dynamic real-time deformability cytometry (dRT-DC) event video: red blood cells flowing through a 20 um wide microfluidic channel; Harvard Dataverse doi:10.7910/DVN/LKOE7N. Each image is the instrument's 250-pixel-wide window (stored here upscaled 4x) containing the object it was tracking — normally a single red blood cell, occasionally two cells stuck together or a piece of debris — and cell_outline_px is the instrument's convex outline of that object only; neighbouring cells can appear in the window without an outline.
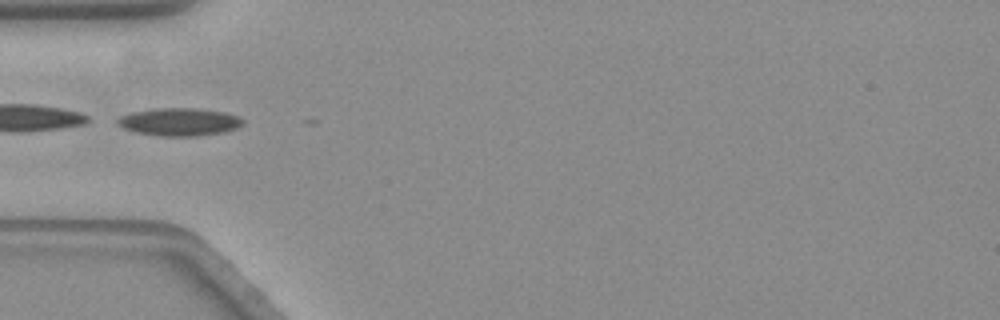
{"species": "common noctule bat (a hibernating species)", "species_latin": "Nyctalus noctula", "temperature_condition": "warm", "stored_images_in_passage": 2, "camera_frame_rate_fps": 3000, "um_per_image_px": 0.085, "animal": {"sex": "female", "body_mass_g": 19.3, "forearm_length_mm": 54.1}, "frame": {"image": 1, "passage_image": 1, "time_ms": 0.0, "image_size_px": [1000, 320], "cell_outline_px": [[244, 124], [236, 128], [224, 132], [200, 136], [160, 136], [136, 132], [124, 128], [116, 124], [116, 120], [120, 116], [132, 112], [156, 108], [196, 108], [224, 112], [240, 116], [244, 120]], "centroid_in_image_um": [15.27, 10.36], "position_along_channel_um": 69.7, "area_um2": 20.46}}